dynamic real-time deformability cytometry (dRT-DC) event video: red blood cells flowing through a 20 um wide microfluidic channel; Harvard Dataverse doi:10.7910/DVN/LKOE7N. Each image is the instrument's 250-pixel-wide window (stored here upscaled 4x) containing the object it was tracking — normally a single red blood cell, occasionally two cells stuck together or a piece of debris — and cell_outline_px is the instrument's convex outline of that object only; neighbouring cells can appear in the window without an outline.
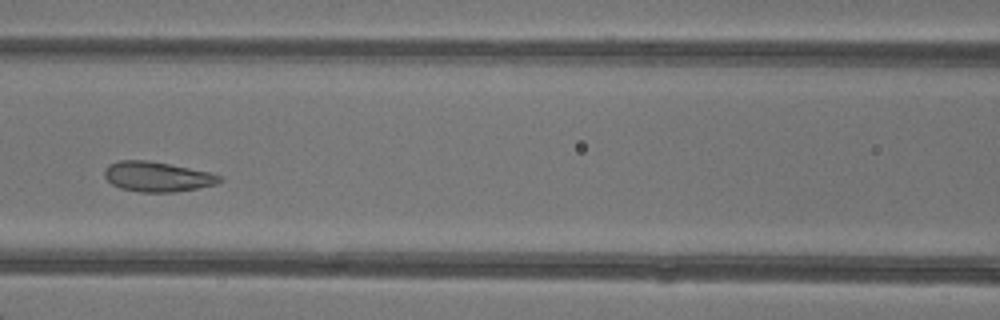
{"species": "common noctule bat (a hibernating species)", "species_latin": "Nyctalus noctula", "temperature_condition": "warm", "stored_images_in_passage": 5, "camera_frame_rate_fps": 3000, "um_per_image_px": 0.085, "animal": {"sex": "female"}, "frame": {"image": 1, "passage_image": 5, "time_ms": 4.667, "image_size_px": [1000, 320], "cell_outline_px": [[224, 180], [216, 184], [176, 192], [140, 192], [120, 188], [112, 184], [104, 176], [104, 168], [108, 164], [120, 160], [148, 160], [208, 172], [224, 176]], "centroid_in_image_um": [13.35, 15.02], "position_along_channel_um": 153.2, "area_um2": 20.11}}